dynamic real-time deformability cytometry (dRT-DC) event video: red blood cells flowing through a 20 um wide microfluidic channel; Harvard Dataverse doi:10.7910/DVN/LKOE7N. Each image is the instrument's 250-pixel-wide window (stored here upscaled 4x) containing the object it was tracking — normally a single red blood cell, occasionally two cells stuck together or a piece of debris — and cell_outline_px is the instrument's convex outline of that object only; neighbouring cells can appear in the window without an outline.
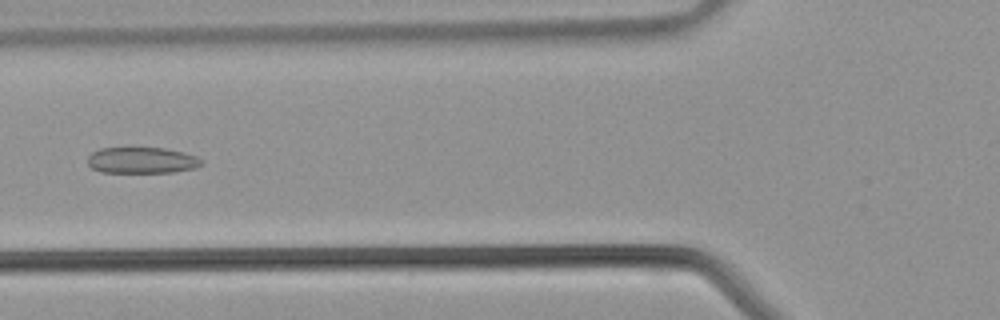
{"species": "common noctule bat (a hibernating species)", "species_latin": "Nyctalus noctula", "temperature_condition": "warm", "stored_images_in_passage": 35, "camera_frame_rate_fps": 3000, "um_per_image_px": 0.085, "animal": {"sex": "male", "body_mass_g": 21.5, "forearm_length_mm": 52.0}, "frame": {"image": 1, "passage_image": 15, "time_ms": 4.667, "image_size_px": [1000, 320], "cell_outline_px": [[200, 164], [192, 168], [172, 172], [104, 172], [92, 168], [88, 164], [88, 156], [92, 152], [100, 148], [164, 148], [196, 156], [200, 160]], "centroid_in_image_um": [11.98, 13.62], "position_along_channel_um": 113.8, "area_um2": 16.94}}
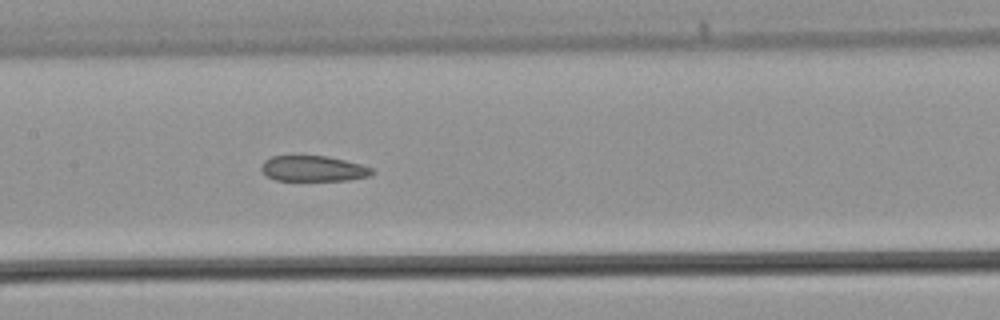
{"frame": {"image": 2, "passage_image": 19, "time_ms": 6.0, "image_size_px": [1000, 320], "cell_outline_px": [[372, 172], [368, 176], [348, 180], [276, 180], [268, 176], [260, 168], [264, 160], [272, 156], [324, 156], [344, 160], [360, 164], [372, 168]], "centroid_in_image_um": [26.6, 14.33], "position_along_channel_um": 180.8, "area_um2": 16.18}}
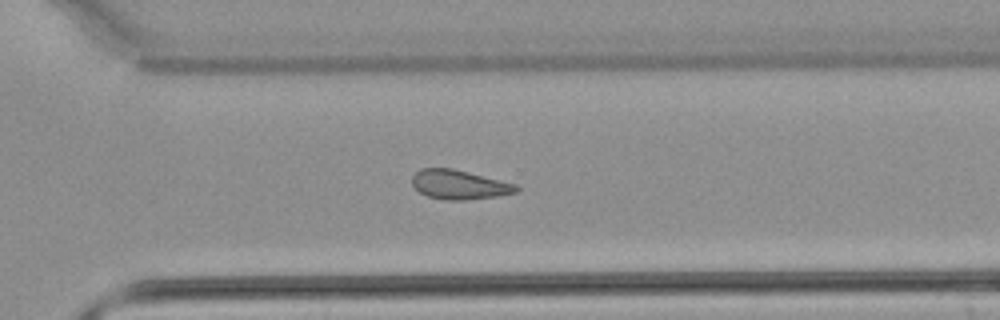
{"frame": {"image": 3, "passage_image": 28, "time_ms": 9.0, "image_size_px": [1000, 320], "cell_outline_px": [[520, 188], [516, 192], [496, 196], [464, 200], [448, 200], [428, 196], [420, 192], [412, 184], [412, 176], [420, 168], [452, 168], [516, 184]], "centroid_in_image_um": [39.02, 15.69], "position_along_channel_um": 331.6, "area_um2": 17.57}}